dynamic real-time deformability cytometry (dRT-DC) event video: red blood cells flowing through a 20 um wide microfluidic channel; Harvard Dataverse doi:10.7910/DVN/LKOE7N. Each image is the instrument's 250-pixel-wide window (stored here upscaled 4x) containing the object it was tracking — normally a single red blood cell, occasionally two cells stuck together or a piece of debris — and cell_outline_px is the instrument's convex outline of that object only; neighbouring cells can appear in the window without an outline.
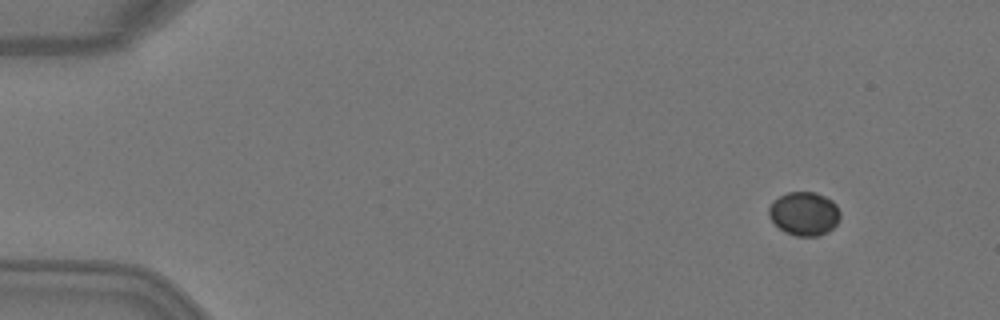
{"species": "Egyptian fruit bat (a non-hibernating species)", "species_latin": "Rousettus aegyptiacus", "temperature_condition": "warm", "stored_images_in_passage": 5, "camera_frame_rate_fps": 3000, "um_per_image_px": 0.085, "animal": {"sex": "female"}, "frame": {"image": 1, "passage_image": 2, "time_ms": 0.333, "image_size_px": [1000, 320], "cell_outline_px": [[840, 220], [832, 228], [816, 236], [796, 236], [784, 232], [768, 216], [768, 208], [772, 200], [788, 192], [816, 192], [832, 200], [836, 204], [840, 212]], "centroid_in_image_um": [68.34, 18.14], "position_along_channel_um": 16.7, "area_um2": 18.15}}
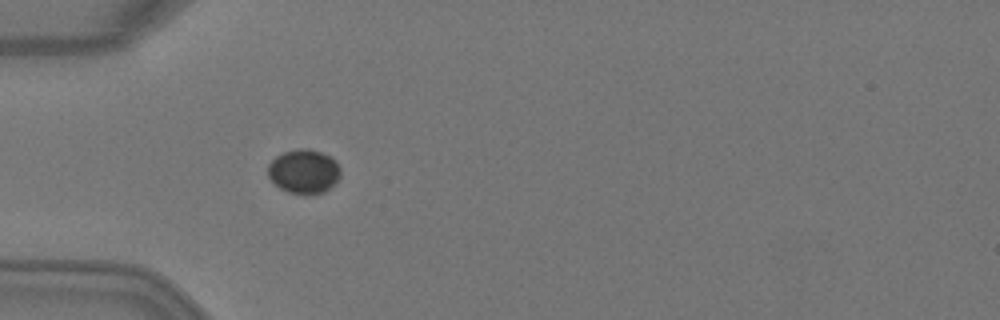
{"frame": {"image": 2, "passage_image": 5, "time_ms": 1.333, "image_size_px": [1000, 320], "cell_outline_px": [[340, 176], [324, 192], [304, 196], [288, 192], [280, 188], [268, 176], [268, 164], [276, 156], [284, 152], [296, 148], [308, 148], [332, 156], [336, 160], [340, 168]], "centroid_in_image_um": [25.83, 14.57], "position_along_channel_um": 59.2, "area_um2": 18.84}}